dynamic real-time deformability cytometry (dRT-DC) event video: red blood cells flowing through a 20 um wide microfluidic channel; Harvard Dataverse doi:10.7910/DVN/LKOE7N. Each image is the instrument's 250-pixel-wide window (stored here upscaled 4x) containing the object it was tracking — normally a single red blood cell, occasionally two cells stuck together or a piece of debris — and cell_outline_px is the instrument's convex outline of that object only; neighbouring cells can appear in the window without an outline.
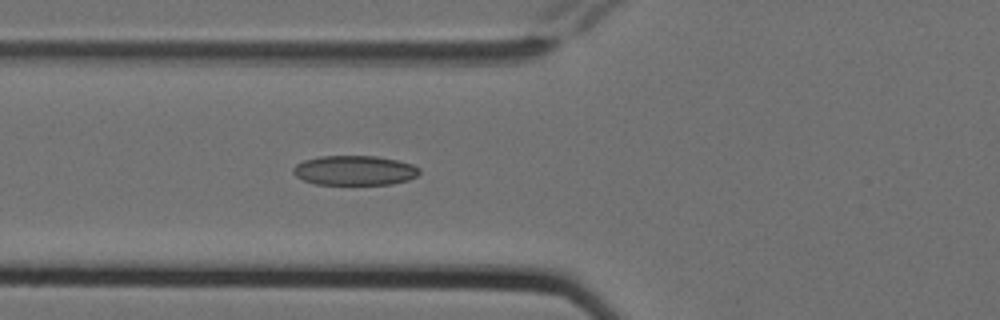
{"species": "Egyptian fruit bat (a non-hibernating species)", "species_latin": "Rousettus aegyptiacus", "temperature_condition": "cold", "stored_images_in_passage": 6, "camera_frame_rate_fps": 3000, "um_per_image_px": 0.085, "animal": {"sex": "female"}, "frame": {"image": 1, "passage_image": 6, "time_ms": 1.667, "image_size_px": [1000, 320], "cell_outline_px": [[420, 172], [416, 176], [408, 180], [392, 184], [316, 184], [304, 180], [296, 176], [292, 172], [292, 168], [296, 164], [304, 160], [320, 156], [376, 156], [396, 160], [412, 164], [420, 168]], "centroid_in_image_um": [30.13, 14.48], "position_along_channel_um": 95.7, "area_um2": 21.79}}